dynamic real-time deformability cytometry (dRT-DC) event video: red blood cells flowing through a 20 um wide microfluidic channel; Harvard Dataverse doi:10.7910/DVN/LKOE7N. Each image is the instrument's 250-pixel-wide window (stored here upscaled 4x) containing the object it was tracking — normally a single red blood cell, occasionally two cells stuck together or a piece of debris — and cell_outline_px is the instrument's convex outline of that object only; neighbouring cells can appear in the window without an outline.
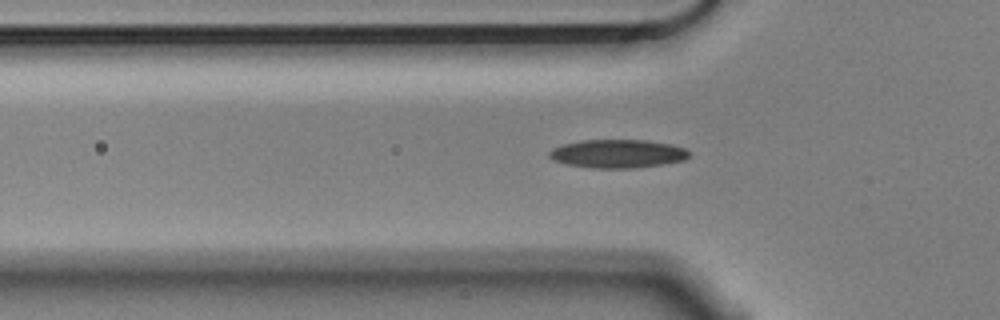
{"species": "Egyptian fruit bat (a non-hibernating species)", "species_latin": "Rousettus aegyptiacus", "temperature_condition": "cold", "stored_images_in_passage": 41, "camera_frame_rate_fps": 3000, "um_per_image_px": 0.085, "animal": {"sex": "male"}, "frame": {"image": 1, "passage_image": 11, "time_ms": 3.333, "image_size_px": [1000, 320], "cell_outline_px": [[692, 152], [684, 160], [636, 168], [592, 168], [568, 164], [556, 160], [548, 156], [548, 152], [552, 148], [564, 144], [580, 140], [648, 140], [672, 144], [684, 148]], "centroid_in_image_um": [52.52, 13.05], "position_along_channel_um": 73.3, "area_um2": 23.12}}
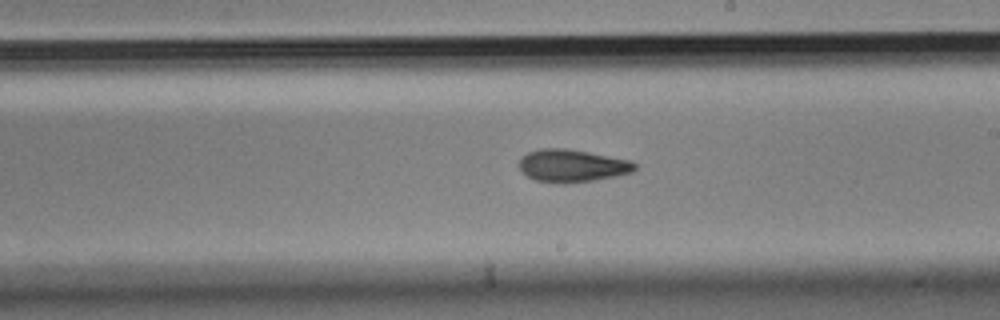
{"frame": {"image": 2, "passage_image": 25, "time_ms": 8.0, "image_size_px": [1000, 320], "cell_outline_px": [[636, 168], [632, 172], [616, 176], [592, 180], [536, 180], [528, 176], [520, 168], [520, 156], [528, 152], [540, 148], [564, 148], [588, 152], [632, 160], [636, 164]], "centroid_in_image_um": [48.66, 14.03], "position_along_channel_um": 240.3, "area_um2": 21.1}}
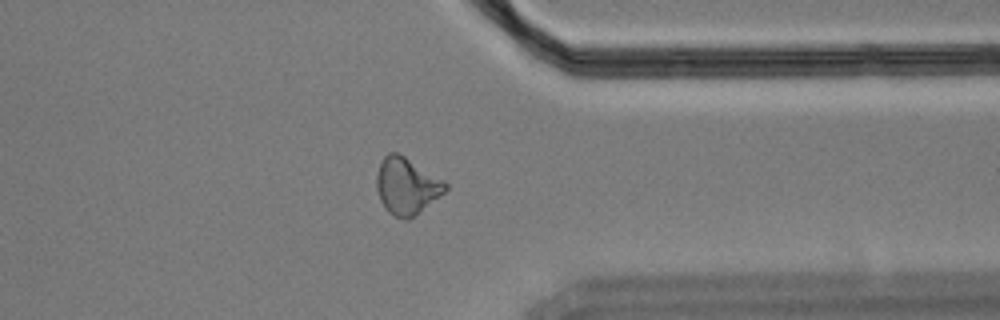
{"frame": {"image": 3, "passage_image": 37, "time_ms": 12.0, "image_size_px": [1000, 320], "cell_outline_px": [[448, 188], [444, 192], [420, 212], [408, 220], [404, 220], [388, 212], [384, 208], [380, 200], [376, 188], [376, 176], [380, 160], [388, 152], [396, 152], [404, 156], [444, 180], [448, 184]], "centroid_in_image_um": [34.54, 15.81], "position_along_channel_um": 376.9, "area_um2": 22.77}, "authors_computed_cell_mechanics": {"area_um2": 21.8484, "velocity_mm_per_s": 3.5601, "shape_relaxation_time_tau1_ms": 5.6747, "shape_relaxation_time_tau2_ms": 4.4275, "deformation_change_tau1": 0.1366, "deformation_change_tau2": 0.1143}}